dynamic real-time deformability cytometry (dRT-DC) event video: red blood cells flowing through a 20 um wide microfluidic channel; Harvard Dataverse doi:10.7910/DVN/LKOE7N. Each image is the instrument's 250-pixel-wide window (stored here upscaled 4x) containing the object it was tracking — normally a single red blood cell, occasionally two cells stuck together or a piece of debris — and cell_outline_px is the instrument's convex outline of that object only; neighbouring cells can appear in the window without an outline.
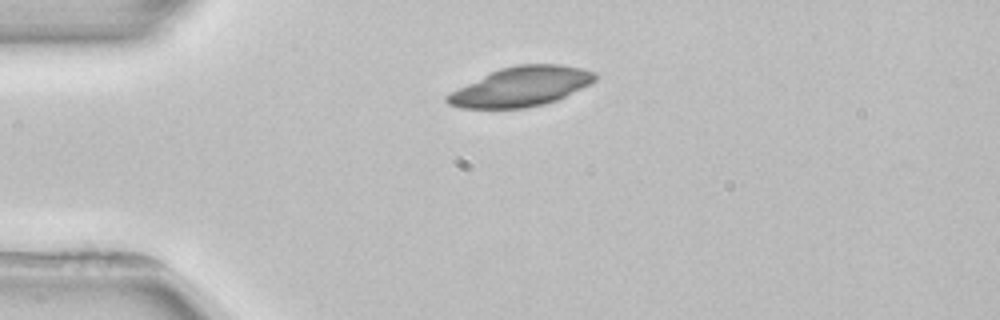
{"species": "common noctule bat (a hibernating species)", "species_latin": "Nyctalus noctula", "temperature_condition": "room temperature", "stored_images_in_passage": 2, "camera_frame_rate_fps": 3000, "um_per_image_px": 0.085, "animal": {"sex": "female", "body_mass_g": 22.7, "forearm_length_mm": 54.2}, "frame": {"image": 1, "passage_image": 1, "time_ms": 0.0, "image_size_px": [1000, 320], "cell_outline_px": [[596, 80], [556, 100], [544, 104], [524, 108], [460, 108], [448, 104], [444, 100], [444, 96], [500, 68], [516, 64], [560, 64], [580, 68], [596, 72]], "centroid_in_image_um": [44.29, 7.36], "position_along_channel_um": 40.7, "area_um2": 33.47}}